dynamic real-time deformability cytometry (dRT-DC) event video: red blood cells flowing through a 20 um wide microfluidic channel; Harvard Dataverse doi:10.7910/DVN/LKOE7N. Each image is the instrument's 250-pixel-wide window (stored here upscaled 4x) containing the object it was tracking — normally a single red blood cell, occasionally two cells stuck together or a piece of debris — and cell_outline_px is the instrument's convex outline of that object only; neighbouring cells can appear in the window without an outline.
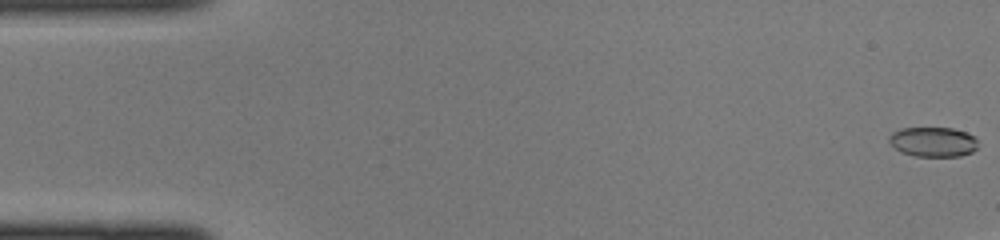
{"species": "common noctule bat (a hibernating species)", "species_latin": "Nyctalus noctula", "temperature_condition": "cold", "stored_images_in_passage": 13, "camera_frame_rate_fps": 3000, "um_per_image_px": 0.085, "animal": {"sex": "female", "body_mass_g": 22.0, "forearm_length_mm": 56.7}, "frame": {"image": 1, "passage_image": 1, "time_ms": 0.0, "image_size_px": [1000, 240], "cell_outline_px": [[976, 148], [972, 152], [960, 156], [916, 156], [900, 152], [888, 140], [888, 136], [892, 132], [900, 128], [952, 128], [976, 136]], "centroid_in_image_um": [79.29, 12.05], "position_along_channel_um": 5.7, "area_um2": 15.37}}
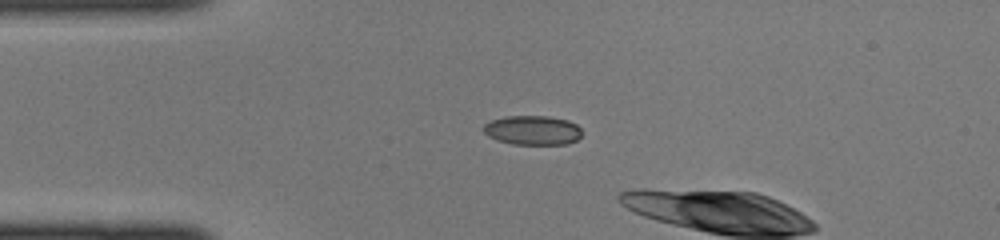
{"frame": {"image": 2, "passage_image": 11, "time_ms": 3.333, "image_size_px": [1000, 240], "cell_outline_px": [[584, 132], [576, 140], [568, 144], [512, 144], [496, 140], [488, 136], [480, 128], [484, 124], [492, 120], [508, 116], [548, 116], [568, 120], [576, 124]], "centroid_in_image_um": [45.27, 11.07], "position_along_channel_um": 39.7, "area_um2": 16.99}}